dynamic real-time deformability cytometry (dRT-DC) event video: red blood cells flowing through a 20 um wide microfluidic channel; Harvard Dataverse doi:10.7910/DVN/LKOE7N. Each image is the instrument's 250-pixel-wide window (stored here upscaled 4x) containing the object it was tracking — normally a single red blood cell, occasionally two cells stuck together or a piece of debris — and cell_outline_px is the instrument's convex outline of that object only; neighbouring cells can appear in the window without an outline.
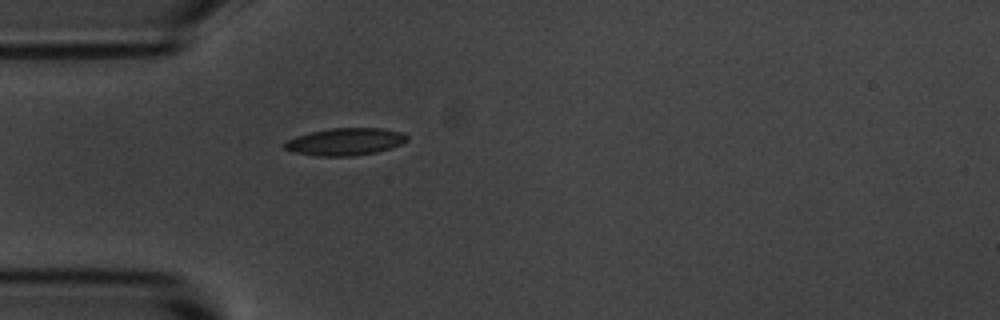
{"species": "common noctule bat (a hibernating species)", "species_latin": "Nyctalus noctula", "temperature_condition": "room temperature", "stored_images_in_passage": 1, "camera_frame_rate_fps": 3000, "um_per_image_px": 0.085, "animal": {"sex": "male", "body_mass_g": 20.1, "forearm_length_mm": 53.5}, "frame": {"image": 1, "passage_image": 1, "time_ms": 0.0, "image_size_px": [1000, 320], "cell_outline_px": [[408, 140], [400, 144], [376, 152], [352, 156], [316, 156], [292, 152], [284, 148], [284, 144], [288, 140], [296, 136], [312, 132], [332, 128], [384, 128], [404, 132], [408, 136]], "centroid_in_image_um": [29.36, 12.04], "position_along_channel_um": 55.6, "area_um2": 19.42}}